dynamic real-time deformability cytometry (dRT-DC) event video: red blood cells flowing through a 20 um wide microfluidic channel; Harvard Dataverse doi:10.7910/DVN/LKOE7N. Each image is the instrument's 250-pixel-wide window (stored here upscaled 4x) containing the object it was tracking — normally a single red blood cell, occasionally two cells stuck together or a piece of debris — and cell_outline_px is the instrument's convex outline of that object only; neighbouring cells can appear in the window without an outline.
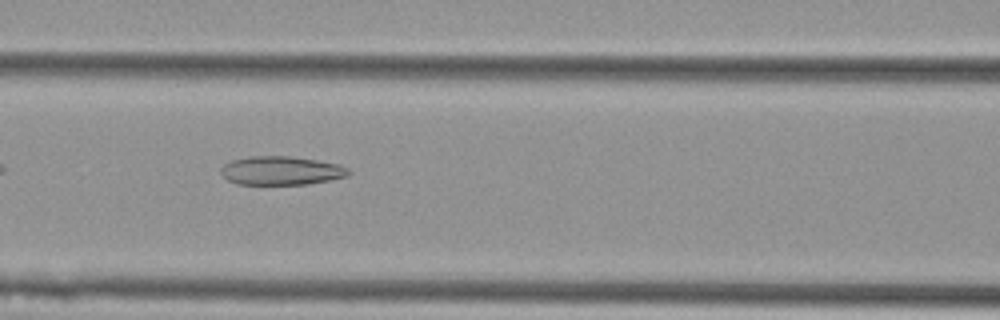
{"species": "Egyptian fruit bat (a non-hibernating species)", "species_latin": "Rousettus aegyptiacus", "temperature_condition": "cold", "stored_images_in_passage": 39, "camera_frame_rate_fps": 3000, "um_per_image_px": 0.085, "animal": {"sex": "female"}, "frame": {"image": 1, "passage_image": 9, "time_ms": 2.667, "image_size_px": [1000, 320], "cell_outline_px": [[352, 172], [348, 176], [332, 180], [308, 184], [236, 184], [228, 180], [220, 172], [220, 168], [224, 164], [232, 160], [248, 156], [288, 156], [316, 160], [340, 164], [348, 168]], "centroid_in_image_um": [23.92, 14.5], "position_along_channel_um": 142.7, "area_um2": 21.5}}
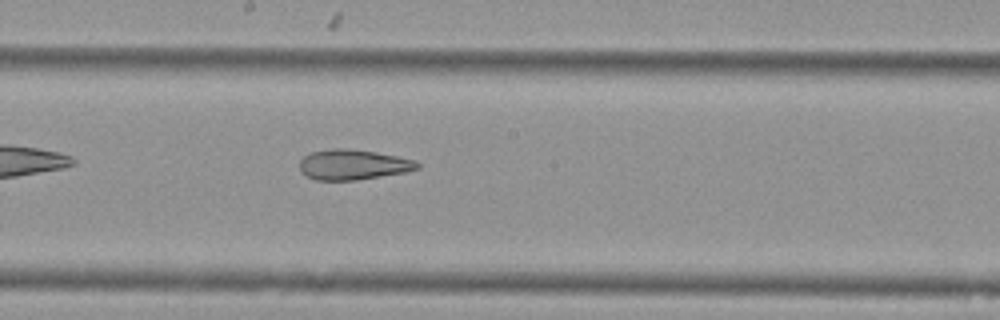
{"frame": {"image": 2, "passage_image": 15, "time_ms": 4.667, "image_size_px": [1000, 320], "cell_outline_px": [[420, 168], [404, 172], [356, 180], [316, 180], [300, 172], [300, 160], [304, 156], [312, 152], [332, 148], [348, 148], [376, 152], [416, 160], [420, 164]], "centroid_in_image_um": [30.01, 13.99], "position_along_channel_um": 218.2, "area_um2": 20.69}}
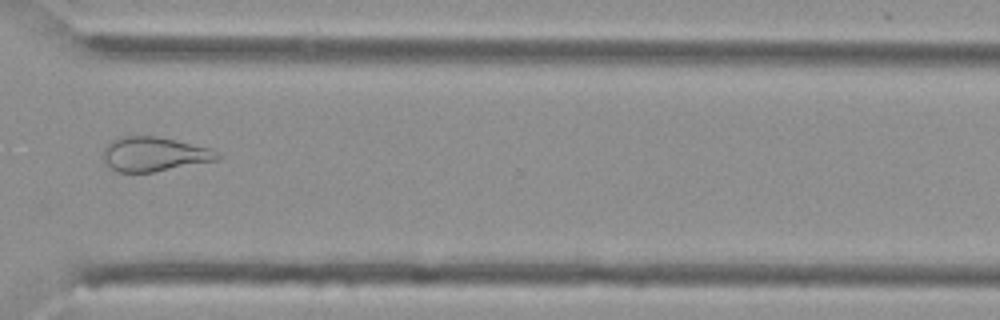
{"frame": {"image": 3, "passage_image": 26, "time_ms": 8.333, "image_size_px": [1000, 320], "cell_outline_px": [[220, 156], [216, 160], [152, 172], [116, 172], [104, 160], [104, 148], [116, 136], [156, 136], [208, 148], [220, 152]], "centroid_in_image_um": [13.07, 13.1], "position_along_channel_um": 357.5, "area_um2": 22.48}, "authors_computed_cell_mechanics": {"area_um2": 22.9466, "velocity_mm_per_s": 3.8023, "shape_relaxation_time_tau1_ms": null, "shape_relaxation_time_tau2_ms": 3.1969, "deformation_change_tau1": null, "deformation_change_tau2": 0.1156}}